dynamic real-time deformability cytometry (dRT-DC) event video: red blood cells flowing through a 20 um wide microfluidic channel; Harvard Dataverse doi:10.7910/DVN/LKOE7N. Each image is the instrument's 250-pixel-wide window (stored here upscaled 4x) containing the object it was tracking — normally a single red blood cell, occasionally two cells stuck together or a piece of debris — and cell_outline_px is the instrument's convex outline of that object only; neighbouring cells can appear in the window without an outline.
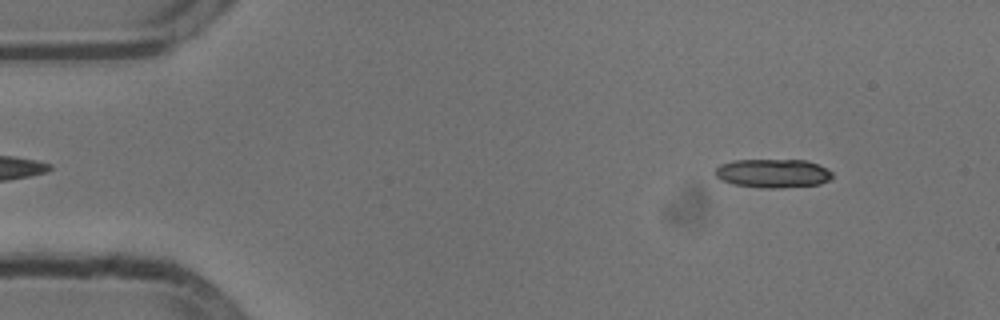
{"species": "common noctule bat (a hibernating species)", "species_latin": "Nyctalus noctula", "temperature_condition": "cold", "stored_images_in_passage": 52, "camera_frame_rate_fps": 3000, "um_per_image_px": 0.085, "animal": {"sex": "male", "body_mass_g": 13.3}, "frame": {"image": 1, "passage_image": 5, "time_ms": 1.333, "image_size_px": [1000, 320], "cell_outline_px": [[832, 176], [828, 180], [820, 184], [780, 188], [760, 188], [732, 184], [720, 180], [716, 176], [716, 168], [720, 164], [732, 160], [808, 160], [832, 172]], "centroid_in_image_um": [65.65, 14.74], "position_along_channel_um": 19.3, "area_um2": 19.65}}
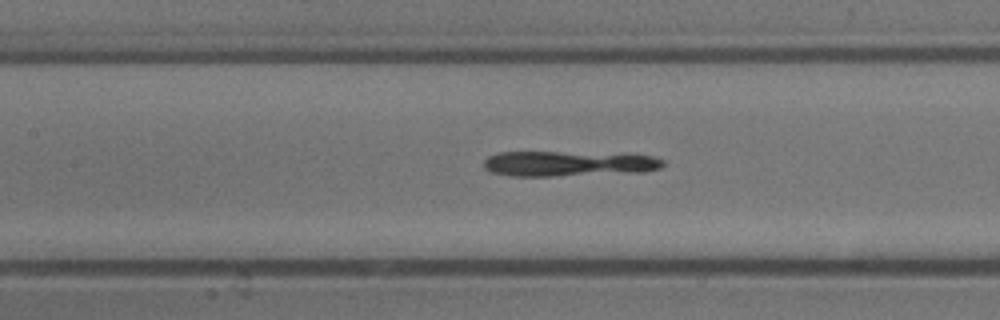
{"frame": {"image": 2, "passage_image": 23, "time_ms": 7.333, "image_size_px": [1000, 320], "cell_outline_px": [[664, 164], [660, 168], [644, 172], [552, 176], [512, 176], [488, 172], [484, 168], [484, 160], [488, 156], [496, 152], [560, 152], [652, 156], [664, 160]], "centroid_in_image_um": [48.23, 13.92], "position_along_channel_um": 159.2, "area_um2": 26.24}}
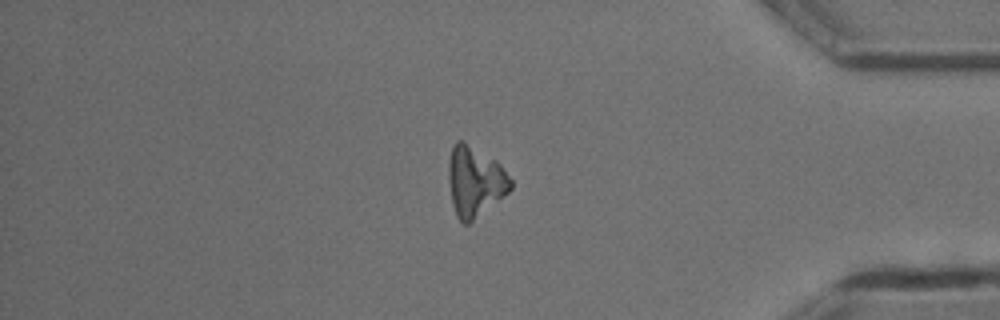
{"frame": {"image": 3, "passage_image": 44, "time_ms": 14.333, "image_size_px": [1000, 320], "cell_outline_px": [[512, 188], [508, 192], [468, 224], [464, 224], [456, 216], [452, 204], [448, 180], [448, 160], [452, 144], [456, 140], [464, 140], [496, 160], [500, 164], [512, 180]], "centroid_in_image_um": [40.34, 15.37], "position_along_channel_um": 394.9, "area_um2": 25.55}}